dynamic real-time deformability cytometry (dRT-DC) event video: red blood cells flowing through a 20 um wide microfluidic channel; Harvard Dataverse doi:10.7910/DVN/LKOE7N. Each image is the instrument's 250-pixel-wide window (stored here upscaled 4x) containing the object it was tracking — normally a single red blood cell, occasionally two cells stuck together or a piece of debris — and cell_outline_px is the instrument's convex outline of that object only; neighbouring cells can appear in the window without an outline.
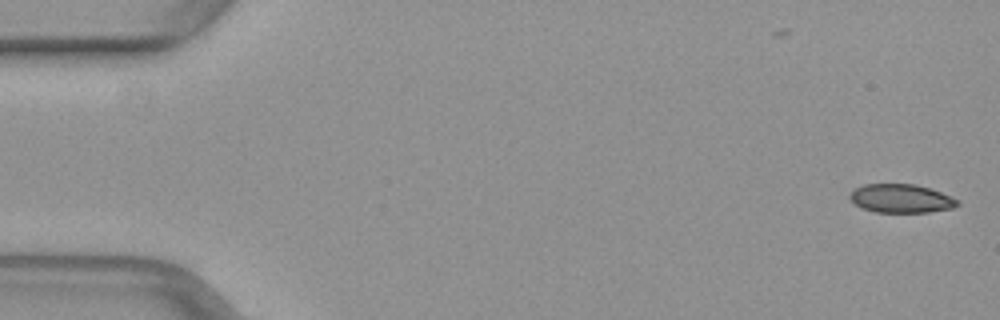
{"species": "common noctule bat (a hibernating species)", "species_latin": "Nyctalus noctula", "temperature_condition": "warm", "stored_images_in_passage": 14, "camera_frame_rate_fps": 3000, "um_per_image_px": 0.085, "animal": {"sex": "female", "body_mass_g": 29.2, "forearm_length_mm": 56.3}, "frame": {"image": 1, "passage_image": 1, "time_ms": 0.0, "image_size_px": [1000, 320], "cell_outline_px": [[960, 204], [952, 208], [928, 212], [876, 212], [860, 208], [848, 196], [856, 188], [864, 184], [916, 184], [940, 192], [960, 200]], "centroid_in_image_um": [76.6, 16.87], "position_along_channel_um": 8.4, "area_um2": 17.86}}
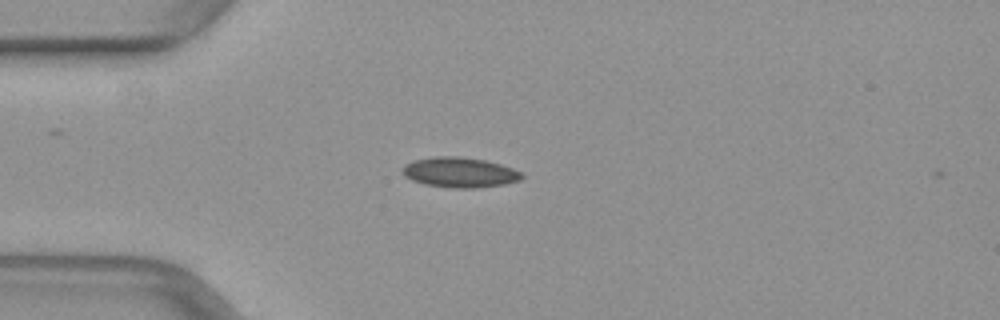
{"frame": {"image": 2, "passage_image": 13, "time_ms": 4.0, "image_size_px": [1000, 320], "cell_outline_px": [[524, 176], [520, 180], [504, 184], [476, 188], [452, 188], [424, 184], [412, 180], [404, 176], [404, 164], [416, 160], [432, 156], [460, 156], [484, 160], [500, 164], [524, 172]], "centroid_in_image_um": [39.11, 14.65], "position_along_channel_um": 45.9, "area_um2": 20.98}}